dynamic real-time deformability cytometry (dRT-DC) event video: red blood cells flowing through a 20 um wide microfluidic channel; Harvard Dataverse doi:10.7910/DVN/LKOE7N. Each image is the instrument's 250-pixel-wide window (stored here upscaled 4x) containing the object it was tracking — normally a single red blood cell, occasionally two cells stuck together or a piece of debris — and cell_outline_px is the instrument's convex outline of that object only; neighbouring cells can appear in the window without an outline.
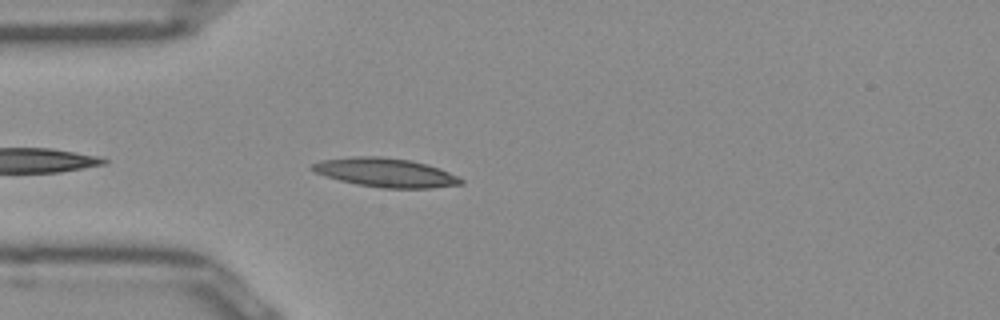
{"species": "Egyptian fruit bat (a non-hibernating species)", "species_latin": "Rousettus aegyptiacus", "temperature_condition": "room temperature", "stored_images_in_passage": 16, "camera_frame_rate_fps": 3000, "um_per_image_px": 0.085, "frame": {"image": 1, "passage_image": 3, "time_ms": 0.667, "image_size_px": [1000, 320], "cell_outline_px": [[464, 184], [432, 188], [384, 188], [356, 184], [324, 176], [308, 168], [312, 164], [320, 160], [352, 156], [380, 156], [408, 160], [428, 164], [440, 168], [464, 180]], "centroid_in_image_um": [32.76, 14.66], "position_along_channel_um": 52.2, "area_um2": 25.14}}
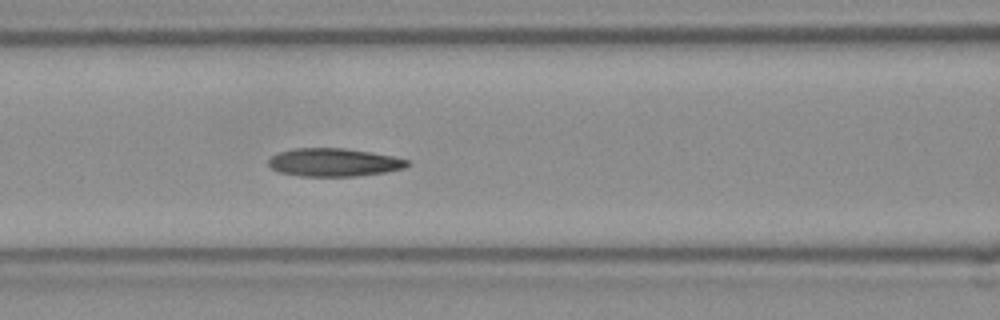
{"frame": {"image": 2, "passage_image": 10, "time_ms": 3.0, "image_size_px": [1000, 320], "cell_outline_px": [[408, 164], [404, 168], [384, 172], [356, 176], [300, 176], [280, 172], [272, 168], [268, 164], [268, 160], [272, 156], [280, 152], [292, 148], [344, 148], [392, 156], [408, 160]], "centroid_in_image_um": [28.34, 13.8], "position_along_channel_um": 138.3, "area_um2": 22.48}}
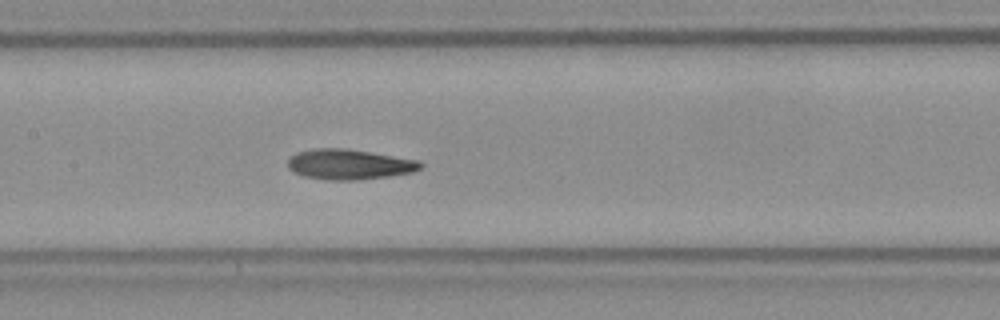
{"frame": {"image": 3, "passage_image": 13, "time_ms": 4.0, "image_size_px": [1000, 320], "cell_outline_px": [[424, 164], [420, 168], [412, 172], [388, 176], [356, 180], [328, 180], [304, 176], [288, 168], [288, 160], [296, 152], [312, 148], [348, 148], [420, 160]], "centroid_in_image_um": [29.7, 13.95], "position_along_channel_um": 177.7, "area_um2": 23.47}}